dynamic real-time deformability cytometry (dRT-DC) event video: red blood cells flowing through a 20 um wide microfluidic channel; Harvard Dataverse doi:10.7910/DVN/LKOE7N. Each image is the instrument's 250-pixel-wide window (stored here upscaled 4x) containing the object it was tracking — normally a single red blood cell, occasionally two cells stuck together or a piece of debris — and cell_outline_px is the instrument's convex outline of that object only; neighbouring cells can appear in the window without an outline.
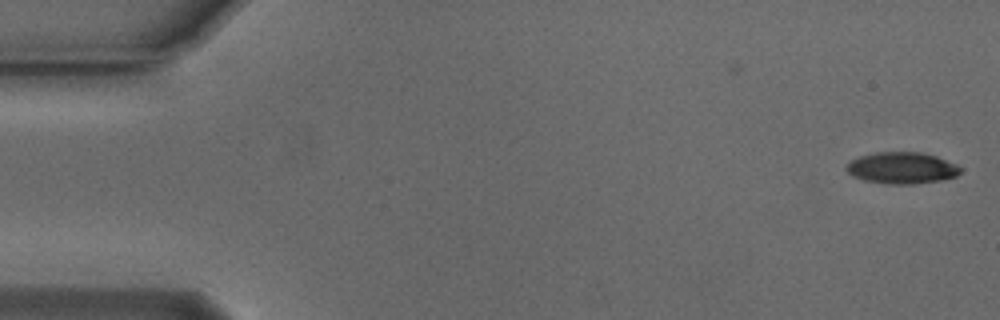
{"species": "Egyptian fruit bat (a non-hibernating species)", "species_latin": "Rousettus aegyptiacus", "temperature_condition": "cold", "stored_images_in_passage": 6, "camera_frame_rate_fps": 3000, "um_per_image_px": 0.085, "animal": {"sex": "male"}, "frame": {"image": 1, "passage_image": 1, "time_ms": 0.0, "image_size_px": [1000, 320], "cell_outline_px": [[960, 172], [956, 176], [940, 180], [912, 184], [892, 184], [864, 180], [852, 176], [844, 168], [852, 160], [860, 156], [876, 152], [920, 152], [936, 156], [956, 164], [960, 168]], "centroid_in_image_um": [76.64, 14.27], "position_along_channel_um": 8.4, "area_um2": 20.75}}